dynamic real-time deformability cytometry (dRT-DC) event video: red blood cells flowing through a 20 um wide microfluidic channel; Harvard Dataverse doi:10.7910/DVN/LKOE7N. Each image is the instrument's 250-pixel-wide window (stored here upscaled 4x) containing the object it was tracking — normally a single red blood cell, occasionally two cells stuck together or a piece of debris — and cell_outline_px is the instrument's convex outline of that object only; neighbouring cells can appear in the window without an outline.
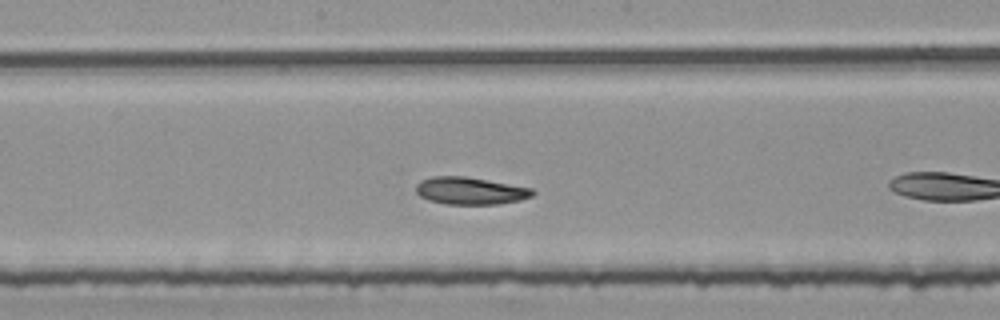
{"species": "common noctule bat (a hibernating species)", "species_latin": "Nyctalus noctula", "temperature_condition": "room temperature", "stored_images_in_passage": 19, "camera_frame_rate_fps": 3000, "um_per_image_px": 0.085, "animal": {"sex": "female", "body_mass_g": 25.1}, "frame": {"image": 1, "passage_image": 11, "time_ms": 3.333, "image_size_px": [1000, 320], "cell_outline_px": [[536, 192], [532, 196], [520, 200], [496, 204], [448, 204], [428, 200], [420, 196], [416, 192], [416, 184], [420, 180], [432, 176], [464, 176], [532, 188]], "centroid_in_image_um": [39.95, 16.21], "position_along_channel_um": 208.3, "area_um2": 18.5}}
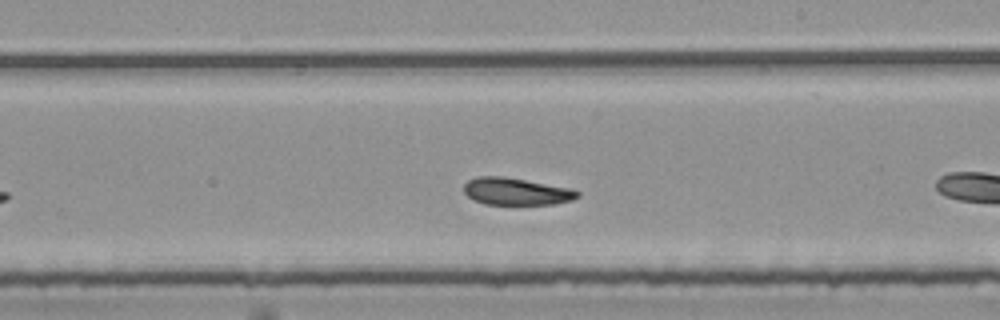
{"frame": {"image": 2, "passage_image": 14, "time_ms": 4.333, "image_size_px": [1000, 320], "cell_outline_px": [[580, 196], [572, 200], [556, 204], [484, 204], [472, 200], [464, 192], [464, 184], [468, 180], [476, 176], [504, 176], [572, 188], [580, 192]], "centroid_in_image_um": [43.88, 16.27], "position_along_channel_um": 245.1, "area_um2": 18.21}}